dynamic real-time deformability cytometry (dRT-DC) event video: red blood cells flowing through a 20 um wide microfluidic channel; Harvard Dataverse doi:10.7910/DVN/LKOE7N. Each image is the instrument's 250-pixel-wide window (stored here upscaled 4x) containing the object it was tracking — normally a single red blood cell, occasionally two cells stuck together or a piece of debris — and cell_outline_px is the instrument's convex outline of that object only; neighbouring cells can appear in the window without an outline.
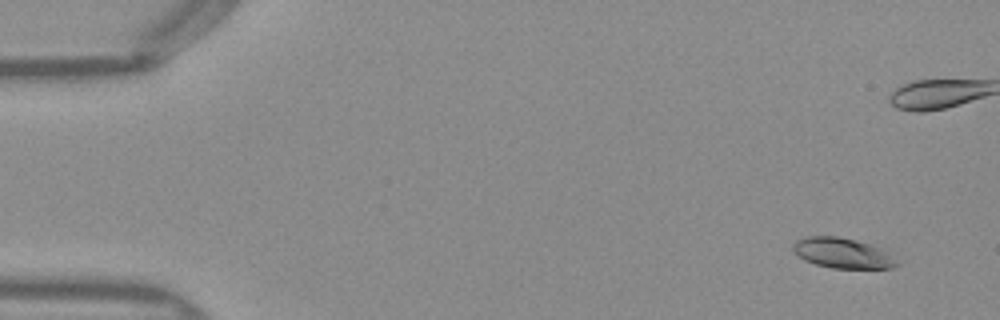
{"species": "Egyptian fruit bat (a non-hibernating species)", "species_latin": "Rousettus aegyptiacus", "temperature_condition": "warm", "stored_images_in_passage": 49, "camera_frame_rate_fps": 3000, "um_per_image_px": 0.085, "frame": {"image": 1, "passage_image": 1, "time_ms": 0.0, "image_size_px": [1000, 320], "cell_outline_px": [[900, 264], [892, 268], [832, 268], [816, 264], [804, 260], [792, 248], [792, 244], [796, 240], [804, 236], [836, 236], [856, 240], [880, 248], [900, 260]], "centroid_in_image_um": [71.64, 21.51], "position_along_channel_um": 13.4, "area_um2": 18.32}}
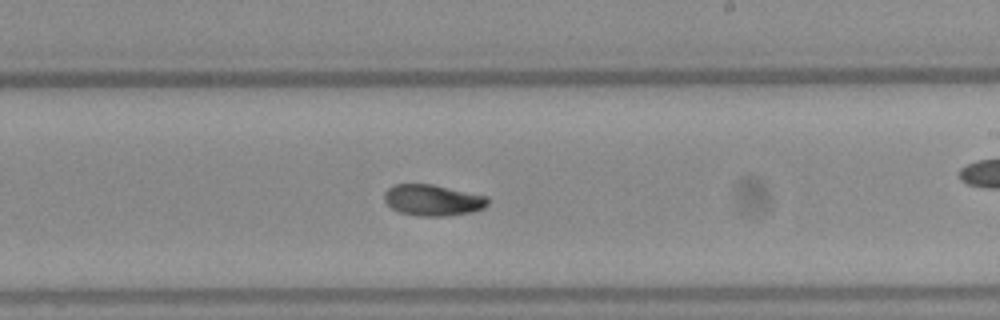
{"frame": {"image": 2, "passage_image": 28, "time_ms": 9.0, "image_size_px": [1000, 320], "cell_outline_px": [[488, 204], [484, 208], [472, 212], [444, 216], [416, 216], [400, 212], [392, 208], [384, 200], [384, 192], [388, 188], [396, 184], [432, 184], [488, 196]], "centroid_in_image_um": [36.79, 17.01], "position_along_channel_um": 252.2, "area_um2": 18.84}}
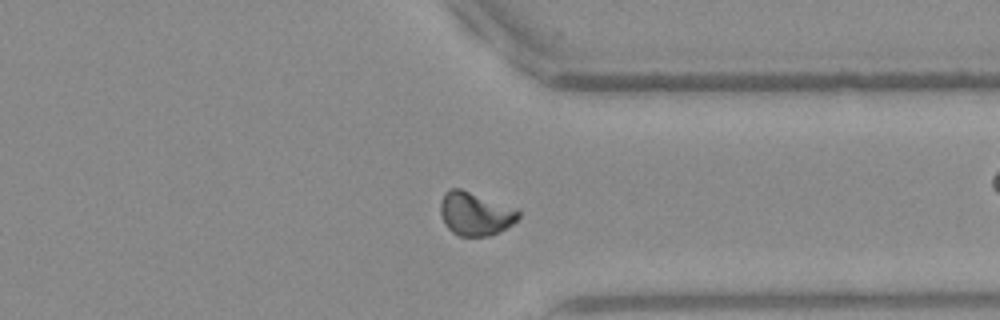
{"frame": {"image": 3, "passage_image": 37, "time_ms": 12.0, "image_size_px": [1000, 320], "cell_outline_px": [[520, 216], [512, 224], [488, 236], [460, 236], [452, 232], [444, 224], [440, 212], [440, 204], [444, 192], [452, 188], [460, 188], [516, 208], [520, 212]], "centroid_in_image_um": [40.37, 18.16], "position_along_channel_um": 371.0, "area_um2": 19.59}, "authors_computed_cell_mechanics": {"area_um2": 18.785, "velocity_mm_per_s": 4.01, "shape_relaxation_time_tau1_ms": 4.5763, "shape_relaxation_time_tau2_ms": 6.139, "deformation_change_tau1": 0.1745, "deformation_change_tau2": 0.1062}}